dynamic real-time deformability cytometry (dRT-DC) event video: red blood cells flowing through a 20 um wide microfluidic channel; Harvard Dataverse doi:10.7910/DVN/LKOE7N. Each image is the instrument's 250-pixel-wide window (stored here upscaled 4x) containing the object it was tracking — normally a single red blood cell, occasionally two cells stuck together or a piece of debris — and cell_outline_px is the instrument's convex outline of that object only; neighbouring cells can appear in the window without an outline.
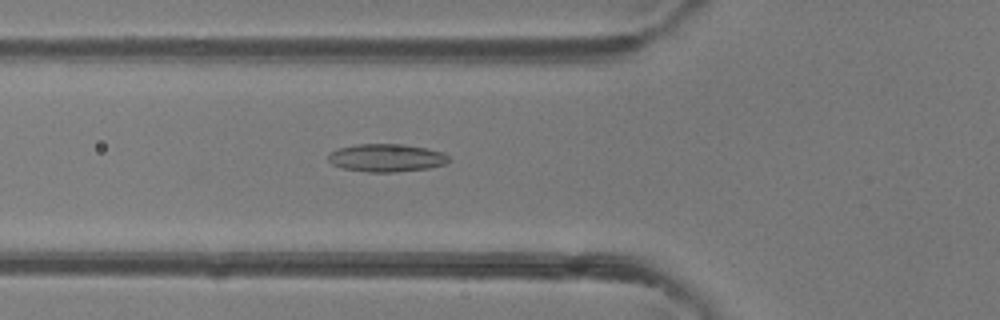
{"species": "common noctule bat (a hibernating species)", "species_latin": "Nyctalus noctula", "temperature_condition": "room temperature", "stored_images_in_passage": 40, "camera_frame_rate_fps": 3000, "um_per_image_px": 0.085, "animal": {"sex": "female"}, "frame": {"image": 1, "passage_image": 10, "time_ms": 3.0, "image_size_px": [1000, 320], "cell_outline_px": [[448, 164], [428, 168], [396, 172], [368, 172], [344, 168], [332, 164], [328, 160], [328, 152], [336, 148], [356, 144], [404, 144], [444, 152], [448, 156]], "centroid_in_image_um": [32.83, 13.41], "position_along_channel_um": 93.0, "area_um2": 19.71}}
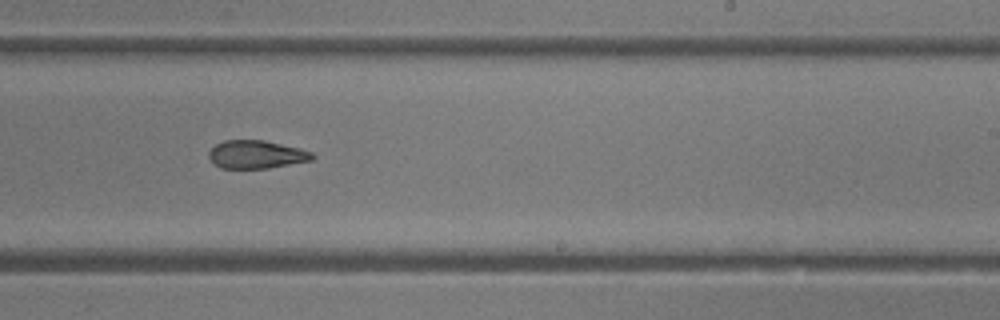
{"frame": {"image": 2, "passage_image": 22, "time_ms": 7.0, "image_size_px": [1000, 320], "cell_outline_px": [[316, 156], [312, 160], [268, 168], [220, 168], [212, 164], [208, 156], [208, 152], [216, 144], [224, 140], [264, 140], [300, 148], [312, 152]], "centroid_in_image_um": [21.77, 13.13], "position_along_channel_um": 267.2, "area_um2": 17.05}}
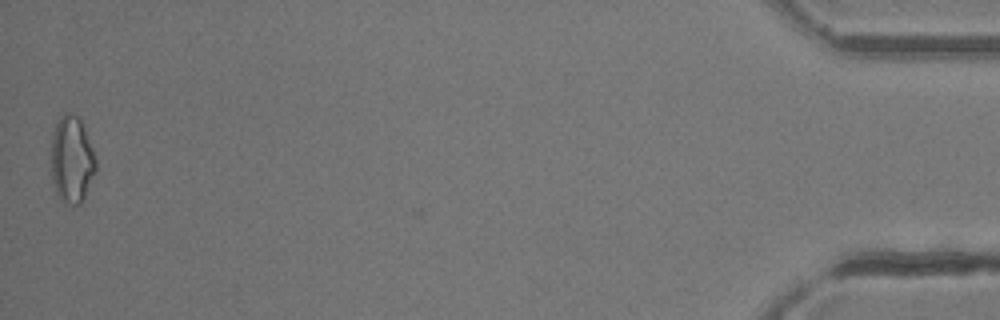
{"frame": {"image": 3, "passage_image": 40, "time_ms": 13.0, "image_size_px": [1000, 320], "cell_outline_px": [[96, 172], [80, 204], [72, 208], [64, 204], [60, 200], [56, 192], [52, 180], [52, 136], [56, 124], [60, 116], [64, 112], [68, 112], [80, 116], [84, 124], [96, 160]], "centroid_in_image_um": [6.11, 13.57], "position_along_channel_um": 429.1, "area_um2": 23.0}, "authors_computed_cell_mechanics": {"area_um2": 18.7272, "velocity_mm_per_s": 4.3507, "shape_relaxation_time_tau1_ms": null, "shape_relaxation_time_tau2_ms": 4.7883, "deformation_change_tau1": null, "deformation_change_tau2": 0.1461}}